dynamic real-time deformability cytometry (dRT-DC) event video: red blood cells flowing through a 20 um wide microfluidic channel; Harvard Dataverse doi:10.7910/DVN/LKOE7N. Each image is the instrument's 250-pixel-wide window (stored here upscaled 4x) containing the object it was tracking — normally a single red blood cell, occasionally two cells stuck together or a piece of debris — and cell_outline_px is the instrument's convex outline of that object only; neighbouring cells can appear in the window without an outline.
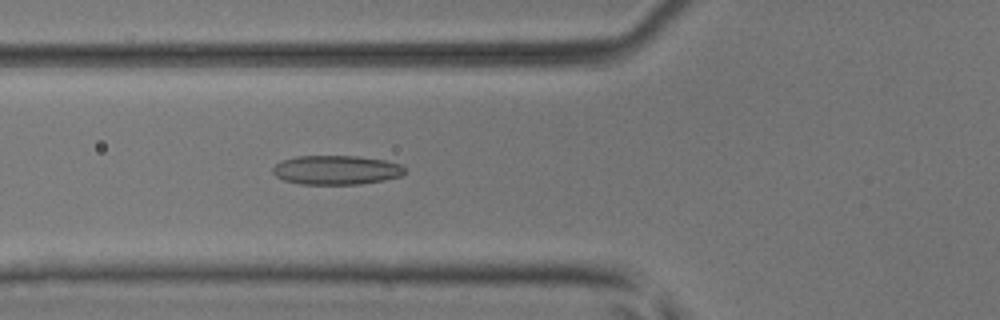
{"species": "common noctule bat (a hibernating species)", "species_latin": "Nyctalus noctula", "temperature_condition": "room temperature", "stored_images_in_passage": 36, "camera_frame_rate_fps": 3000, "um_per_image_px": 0.085, "animal": {"sex": "male", "body_mass_g": 17.9, "forearm_length_mm": 54.2}, "frame": {"image": 1, "passage_image": 5, "time_ms": 1.333, "image_size_px": [1000, 320], "cell_outline_px": [[404, 172], [400, 176], [384, 180], [360, 184], [300, 184], [284, 180], [276, 176], [272, 172], [272, 168], [280, 160], [296, 156], [360, 156], [384, 160], [400, 164], [404, 168]], "centroid_in_image_um": [28.55, 14.44], "position_along_channel_um": 97.3, "area_um2": 22.48}}
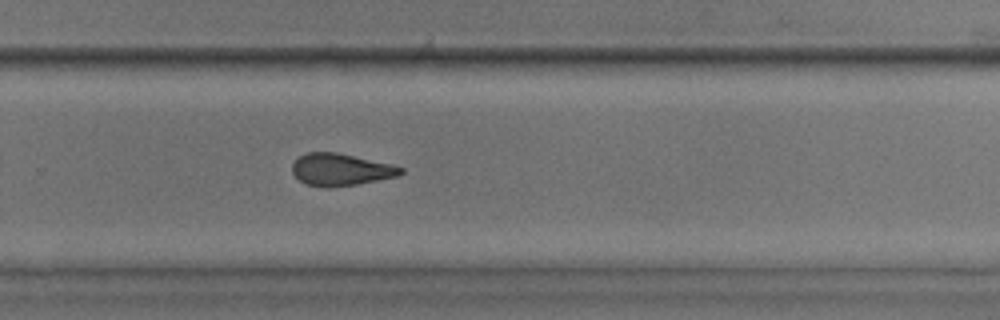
{"frame": {"image": 2, "passage_image": 20, "time_ms": 6.333, "image_size_px": [1000, 320], "cell_outline_px": [[404, 172], [396, 176], [356, 184], [328, 188], [304, 184], [292, 172], [292, 164], [300, 156], [308, 152], [336, 152], [392, 164], [404, 168]], "centroid_in_image_um": [28.95, 14.42], "position_along_channel_um": 300.9, "area_um2": 20.17}}
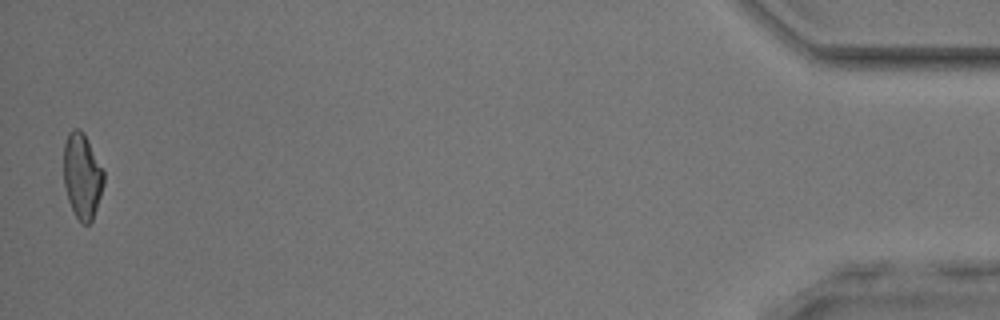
{"frame": {"image": 3, "passage_image": 36, "time_ms": 11.667, "image_size_px": [1000, 320], "cell_outline_px": [[104, 184], [92, 220], [88, 224], [84, 224], [76, 216], [68, 200], [64, 184], [64, 144], [68, 132], [72, 128], [80, 128], [84, 132], [104, 172]], "centroid_in_image_um": [6.97, 14.91], "position_along_channel_um": 428.2, "area_um2": 19.83}, "authors_computed_cell_mechanics": {"area_um2": 20.4323, "velocity_mm_per_s": 4.0774, "shape_relaxation_time_tau1_ms": null, "shape_relaxation_time_tau2_ms": 3.7622, "deformation_change_tau1": null, "deformation_change_tau2": 0.1279}}